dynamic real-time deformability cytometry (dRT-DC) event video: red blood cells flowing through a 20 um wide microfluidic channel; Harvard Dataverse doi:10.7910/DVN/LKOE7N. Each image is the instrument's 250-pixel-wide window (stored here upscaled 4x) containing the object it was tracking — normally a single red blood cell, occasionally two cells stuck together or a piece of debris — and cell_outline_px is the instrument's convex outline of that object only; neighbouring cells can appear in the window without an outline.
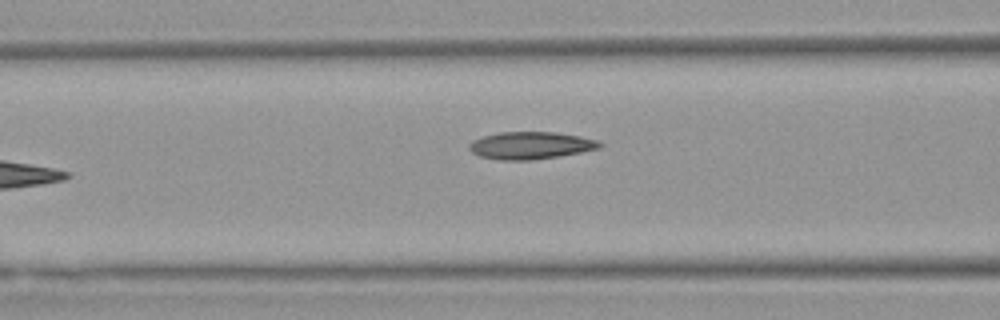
{"species": "Egyptian fruit bat (a non-hibernating species)", "species_latin": "Rousettus aegyptiacus", "temperature_condition": "warm", "stored_images_in_passage": 6, "camera_frame_rate_fps": 3000, "um_per_image_px": 0.085, "animal": {"sex": "female"}, "frame": {"image": 1, "passage_image": 5, "time_ms": 1.333, "image_size_px": [1000, 320], "cell_outline_px": [[604, 144], [600, 148], [560, 156], [532, 160], [500, 160], [480, 156], [472, 152], [468, 148], [468, 144], [472, 140], [484, 136], [500, 132], [556, 132], [580, 136], [596, 140]], "centroid_in_image_um": [45.1, 12.36], "position_along_channel_um": 121.5, "area_um2": 20.81}}
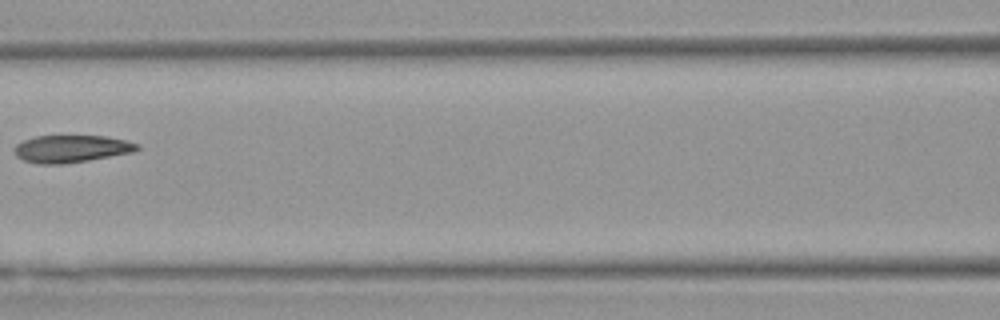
{"frame": {"image": 2, "passage_image": 6, "time_ms": 1.667, "image_size_px": [1000, 320], "cell_outline_px": [[140, 148], [136, 152], [64, 164], [36, 164], [24, 160], [16, 156], [12, 148], [16, 144], [24, 140], [36, 136], [104, 136], [124, 140], [140, 144]], "centroid_in_image_um": [6.06, 12.65], "position_along_channel_um": 160.5, "area_um2": 19.71}}